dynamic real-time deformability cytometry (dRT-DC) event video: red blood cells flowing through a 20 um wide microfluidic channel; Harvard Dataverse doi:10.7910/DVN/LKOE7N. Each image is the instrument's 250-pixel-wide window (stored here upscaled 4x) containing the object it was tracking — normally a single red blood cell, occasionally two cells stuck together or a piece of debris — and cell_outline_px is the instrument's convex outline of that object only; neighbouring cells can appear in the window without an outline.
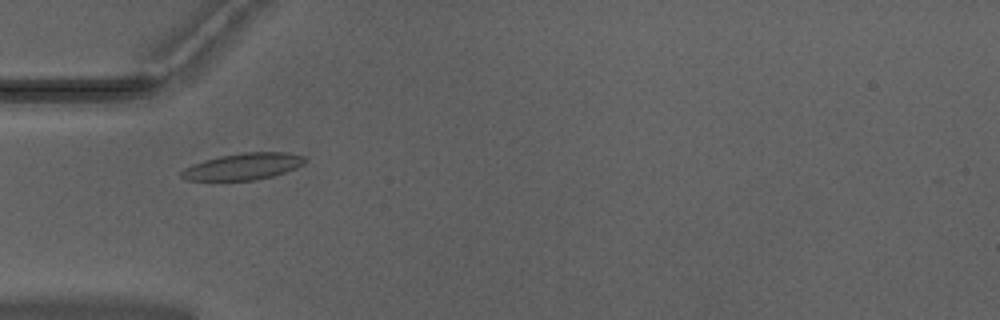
{"species": "Egyptian fruit bat (a non-hibernating species)", "species_latin": "Rousettus aegyptiacus", "temperature_condition": "warm", "stored_images_in_passage": 52, "camera_frame_rate_fps": 3000, "um_per_image_px": 0.085, "animal": {"sex": "male"}, "frame": {"image": 1, "passage_image": 17, "time_ms": 5.333, "image_size_px": [1000, 320], "cell_outline_px": [[304, 164], [296, 168], [272, 176], [256, 180], [188, 180], [180, 176], [180, 172], [184, 168], [192, 164], [204, 160], [220, 156], [244, 152], [288, 152], [304, 156]], "centroid_in_image_um": [20.66, 14.14], "position_along_channel_um": 64.3, "area_um2": 19.07}}
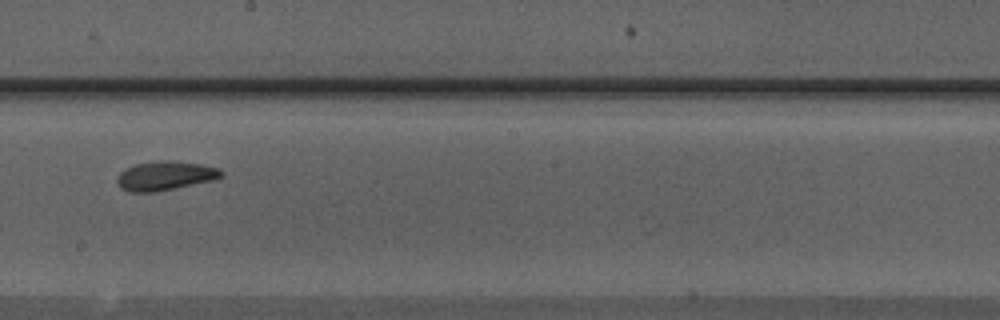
{"frame": {"image": 2, "passage_image": 30, "time_ms": 9.667, "image_size_px": [1000, 320], "cell_outline_px": [[224, 176], [216, 180], [156, 192], [128, 192], [120, 188], [116, 180], [120, 172], [136, 164], [160, 160], [168, 160], [200, 164], [220, 168], [224, 172]], "centroid_in_image_um": [14.08, 14.95], "position_along_channel_um": 234.1, "area_um2": 17.86}}
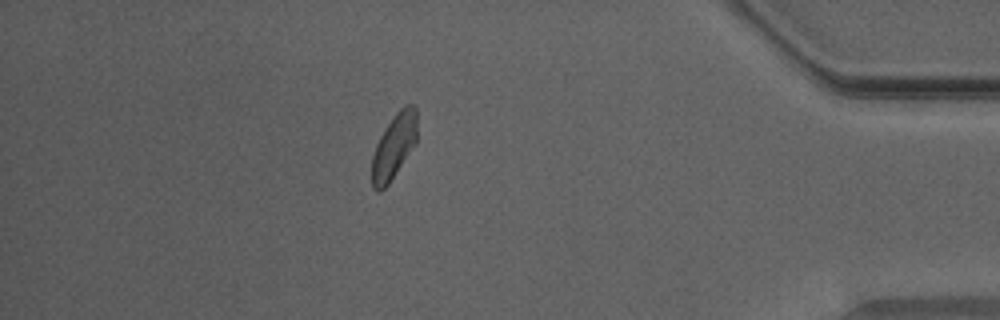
{"frame": {"image": 3, "passage_image": 46, "time_ms": 15.0, "image_size_px": [1000, 320], "cell_outline_px": [[416, 144], [388, 184], [380, 192], [376, 192], [372, 188], [372, 156], [376, 144], [380, 136], [392, 116], [404, 104], [412, 104], [416, 108]], "centroid_in_image_um": [33.48, 12.44], "position_along_channel_um": 401.7, "area_um2": 17.17}, "authors_computed_cell_mechanics": {"area_um2": 17.629, "velocity_mm_per_s": 3.9402, "shape_relaxation_time_tau1_ms": 8.2706, "shape_relaxation_time_tau2_ms": 1.9905, "deformation_change_tau1": 0.1859, "deformation_change_tau2": 0.0845}}